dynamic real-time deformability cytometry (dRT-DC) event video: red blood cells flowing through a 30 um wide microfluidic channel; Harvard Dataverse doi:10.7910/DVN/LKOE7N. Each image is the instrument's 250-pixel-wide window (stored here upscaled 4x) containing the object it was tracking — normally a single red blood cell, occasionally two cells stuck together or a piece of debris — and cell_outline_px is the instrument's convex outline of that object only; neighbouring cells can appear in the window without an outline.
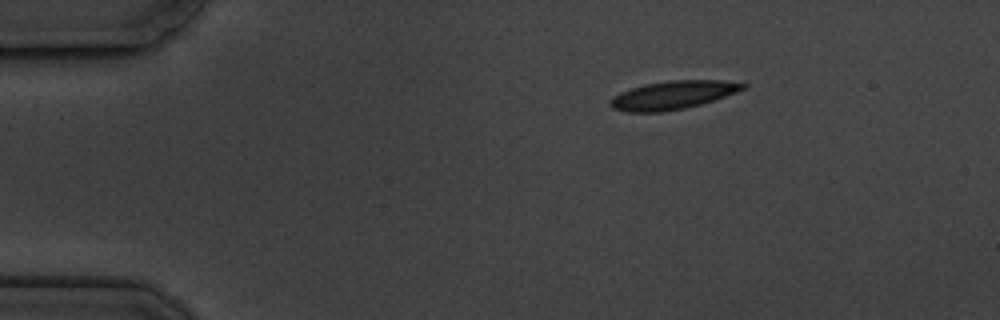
{"species": "common noctule bat (a hibernating species)", "species_latin": "Nyctalus noctula", "temperature_condition": "cold", "stored_images_in_passage": 3, "camera_frame_rate_fps": 3000, "um_per_image_px": 0.085, "animal": {"sex": "male", "body_mass_g": 19.5, "forearm_length_mm": 54.6}, "frame": {"image": 1, "passage_image": 1, "time_ms": 0.0, "image_size_px": [1000, 320], "cell_outline_px": [[748, 88], [700, 104], [684, 108], [660, 112], [628, 112], [612, 108], [608, 104], [608, 100], [612, 96], [620, 92], [644, 84], [668, 80], [724, 80], [748, 84]], "centroid_in_image_um": [57.16, 8.07], "position_along_channel_um": 27.8, "area_um2": 21.96}}